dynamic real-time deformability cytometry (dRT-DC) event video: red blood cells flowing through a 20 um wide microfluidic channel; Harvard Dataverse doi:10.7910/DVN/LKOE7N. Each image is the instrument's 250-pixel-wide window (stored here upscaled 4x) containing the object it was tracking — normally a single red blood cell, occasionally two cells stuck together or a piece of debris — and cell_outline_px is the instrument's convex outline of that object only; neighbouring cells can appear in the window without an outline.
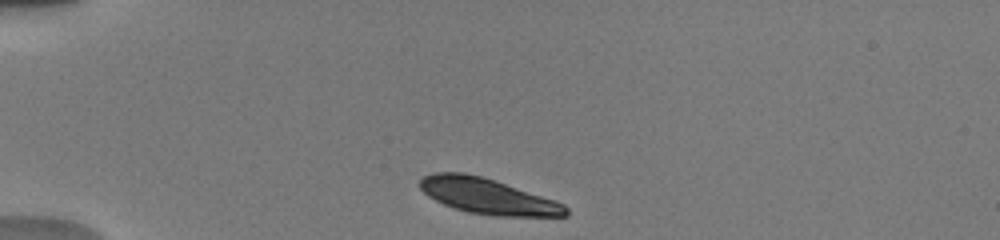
{"species": "human", "species_latin": "Homo sapiens", "temperature_condition": "warm", "stored_images_in_passage": 33, "camera_frame_rate_fps": 3000, "um_per_image_px": 0.085, "donor": {"sex": "male"}, "frame": {"image": 1, "passage_image": 2, "time_ms": 0.333, "image_size_px": [1000, 240], "cell_outline_px": [[568, 216], [500, 216], [468, 212], [444, 204], [428, 196], [420, 188], [420, 180], [424, 176], [432, 172], [464, 172], [480, 176], [556, 200], [564, 204], [568, 208]], "centroid_in_image_um": [41.46, 16.67], "position_along_channel_um": 43.5, "area_um2": 29.94}}
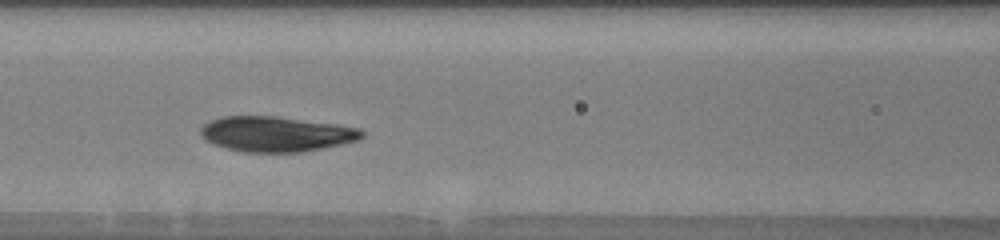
{"frame": {"image": 2, "passage_image": 25, "time_ms": 4.0, "image_size_px": [1000, 240], "cell_outline_px": [[364, 136], [360, 140], [324, 148], [300, 152], [244, 152], [228, 148], [204, 140], [200, 132], [200, 128], [204, 124], [212, 120], [224, 116], [276, 116], [336, 124], [360, 128], [364, 132]], "centroid_in_image_um": [23.51, 11.39], "position_along_channel_um": 143.1, "area_um2": 33.06}}
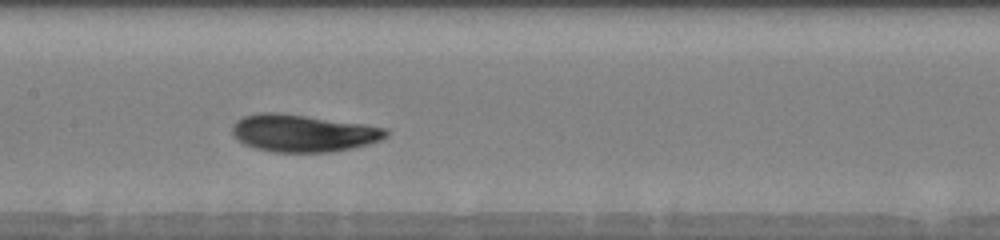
{"frame": {"image": 3, "passage_image": 32, "time_ms": 5.0, "image_size_px": [1000, 240], "cell_outline_px": [[388, 136], [380, 140], [368, 144], [352, 148], [332, 152], [276, 152], [256, 148], [244, 144], [232, 136], [232, 124], [236, 120], [244, 116], [260, 112], [280, 112], [364, 124], [388, 128]], "centroid_in_image_um": [25.75, 11.31], "position_along_channel_um": 181.6, "area_um2": 33.64}}